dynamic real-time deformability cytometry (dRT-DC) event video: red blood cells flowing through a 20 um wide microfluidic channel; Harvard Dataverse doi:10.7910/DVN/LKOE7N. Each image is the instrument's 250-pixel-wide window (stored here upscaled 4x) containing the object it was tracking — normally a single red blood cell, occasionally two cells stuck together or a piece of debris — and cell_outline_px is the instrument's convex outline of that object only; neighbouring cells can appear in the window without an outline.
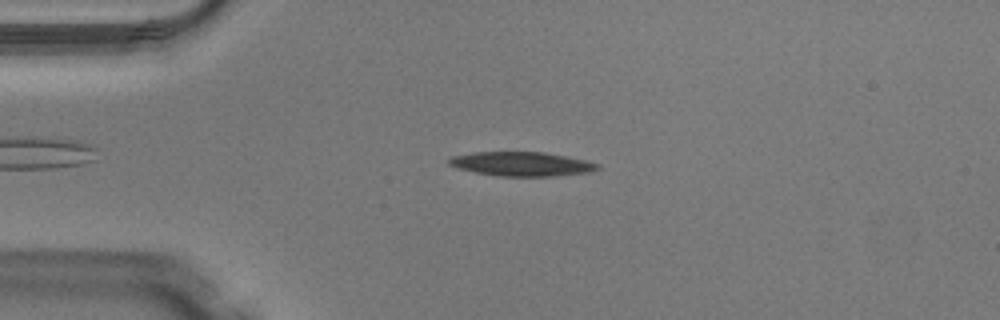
{"species": "Egyptian fruit bat (a non-hibernating species)", "species_latin": "Rousettus aegyptiacus", "temperature_condition": "warm", "stored_images_in_passage": 47, "camera_frame_rate_fps": 3000, "um_per_image_px": 0.085, "animal": {"sex": "male"}, "frame": {"image": 1, "passage_image": 10, "time_ms": 3.0, "image_size_px": [1000, 320], "cell_outline_px": [[600, 168], [588, 172], [556, 176], [500, 176], [476, 172], [460, 168], [448, 164], [448, 160], [452, 156], [472, 152], [544, 152], [568, 156], [588, 160], [600, 164]], "centroid_in_image_um": [44.39, 13.93], "position_along_channel_um": 40.6, "area_um2": 20.92}}
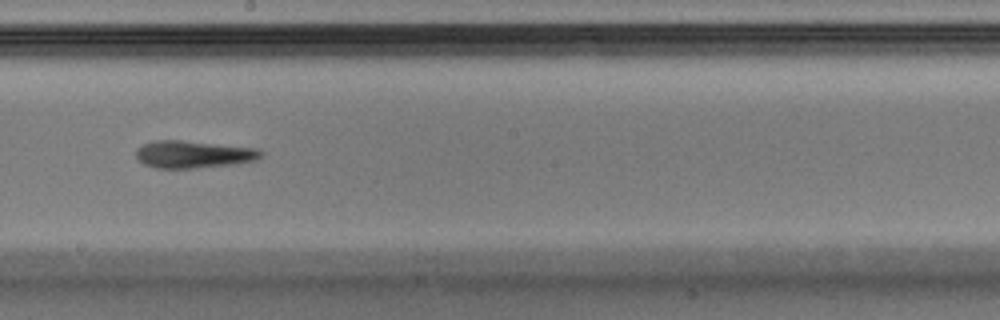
{"frame": {"image": 2, "passage_image": 26, "time_ms": 8.333, "image_size_px": [1000, 320], "cell_outline_px": [[264, 152], [256, 160], [232, 164], [196, 168], [156, 168], [144, 164], [136, 156], [136, 148], [144, 144], [156, 140], [180, 140], [256, 148]], "centroid_in_image_um": [16.42, 13.12], "position_along_channel_um": 231.8, "area_um2": 19.71}}
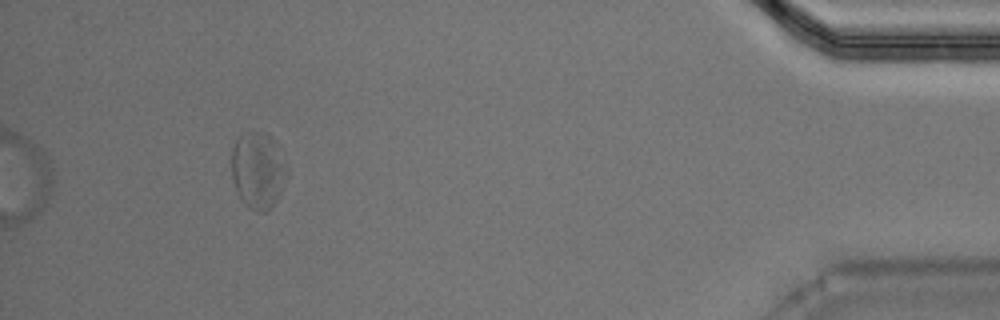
{"frame": {"image": 3, "passage_image": 44, "time_ms": 14.333, "image_size_px": [1000, 320], "cell_outline_px": [[280, 192], [276, 200], [268, 212], [256, 212], [248, 208], [240, 200], [232, 180], [232, 148], [236, 140], [240, 136], [256, 132], [260, 132], [276, 140]], "centroid_in_image_um": [21.76, 14.54], "position_along_channel_um": 413.4, "area_um2": 22.89}, "authors_computed_cell_mechanics": {"area_um2": 20.9236, "velocity_mm_per_s": 4.0607, "shape_relaxation_time_tau1_ms": 9.7578, "shape_relaxation_time_tau2_ms": 2.6118, "deformation_change_tau1": 0.2365, "deformation_change_tau2": 0.1269}}